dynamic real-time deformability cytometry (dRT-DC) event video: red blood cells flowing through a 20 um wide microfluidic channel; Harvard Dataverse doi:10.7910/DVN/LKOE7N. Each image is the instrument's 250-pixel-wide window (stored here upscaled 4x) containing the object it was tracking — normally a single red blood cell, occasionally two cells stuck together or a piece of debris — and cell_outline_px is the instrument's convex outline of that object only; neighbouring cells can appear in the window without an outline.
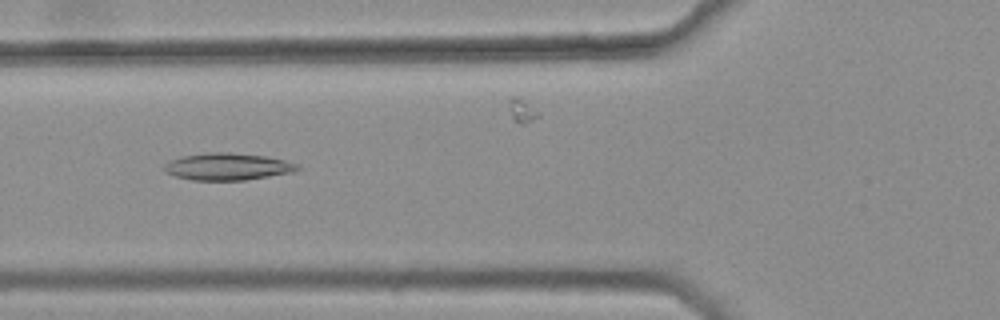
{"species": "common noctule bat (a hibernating species)", "species_latin": "Nyctalus noctula", "temperature_condition": "warm", "stored_images_in_passage": 43, "camera_frame_rate_fps": 3000, "um_per_image_px": 0.085, "animal": {"sex": "female", "body_mass_g": 25.1}, "frame": {"image": 1, "passage_image": 15, "time_ms": 4.667, "image_size_px": [1000, 320], "cell_outline_px": [[300, 168], [292, 172], [244, 180], [192, 180], [176, 176], [168, 172], [164, 168], [164, 164], [168, 160], [180, 156], [208, 152], [228, 152], [264, 156], [284, 160], [296, 164]], "centroid_in_image_um": [19.29, 14.15], "position_along_channel_um": 106.5, "area_um2": 20.81}}
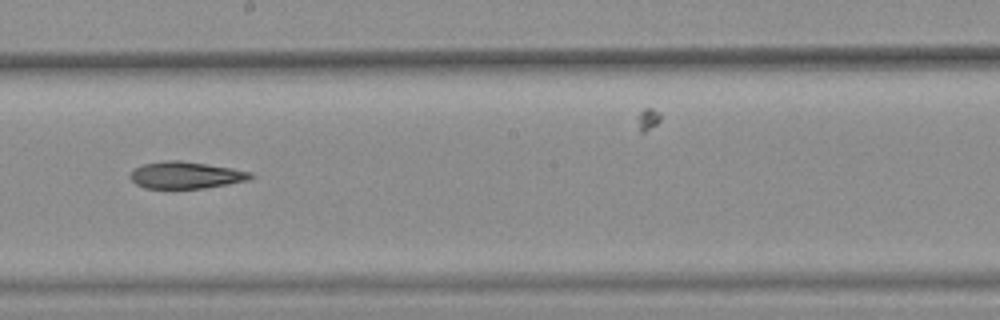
{"frame": {"image": 2, "passage_image": 25, "time_ms": 8.0, "image_size_px": [1000, 320], "cell_outline_px": [[256, 176], [248, 180], [228, 184], [204, 188], [144, 188], [136, 184], [128, 176], [136, 168], [144, 164], [164, 160], [180, 160], [232, 168], [252, 172]], "centroid_in_image_um": [15.82, 14.88], "position_along_channel_um": 232.4, "area_um2": 18.84}}
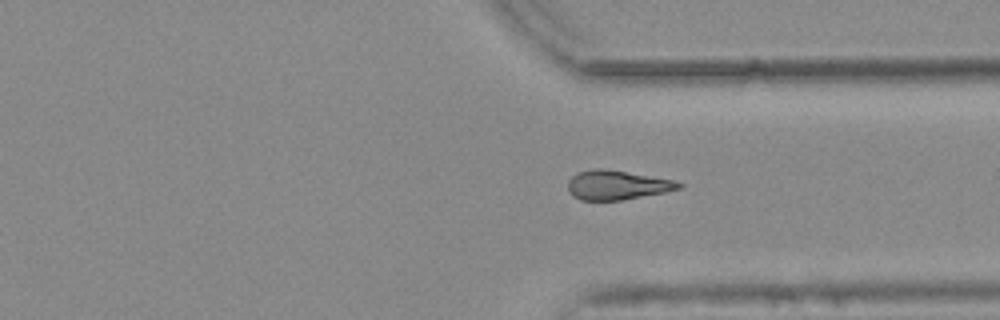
{"frame": {"image": 3, "passage_image": 35, "time_ms": 11.333, "image_size_px": [1000, 320], "cell_outline_px": [[684, 184], [680, 188], [664, 192], [620, 200], [580, 200], [572, 196], [568, 188], [568, 180], [572, 176], [580, 172], [592, 168], [600, 168], [672, 180]], "centroid_in_image_um": [52.39, 15.74], "position_along_channel_um": 359.0, "area_um2": 18.5}}